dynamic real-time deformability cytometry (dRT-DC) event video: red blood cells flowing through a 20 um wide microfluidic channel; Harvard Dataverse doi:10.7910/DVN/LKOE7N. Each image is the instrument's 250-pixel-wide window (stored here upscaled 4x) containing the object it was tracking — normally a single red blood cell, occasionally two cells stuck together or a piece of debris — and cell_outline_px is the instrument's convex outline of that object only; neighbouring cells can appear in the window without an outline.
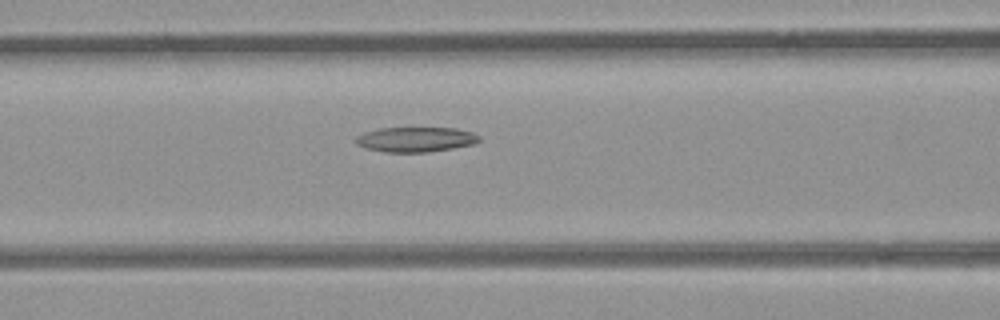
{"species": "common noctule bat (a hibernating species)", "species_latin": "Nyctalus noctula", "temperature_condition": "room temperature", "stored_images_in_passage": 8, "camera_frame_rate_fps": 3000, "um_per_image_px": 0.085, "animal": {"sex": "female", "body_mass_g": 21.9}, "frame": {"image": 1, "passage_image": 8, "time_ms": 9.0, "image_size_px": [1000, 320], "cell_outline_px": [[480, 140], [472, 144], [452, 148], [428, 152], [384, 152], [364, 148], [356, 144], [356, 136], [364, 132], [380, 128], [456, 128], [472, 132], [480, 136]], "centroid_in_image_um": [35.3, 11.85], "position_along_channel_um": 131.3, "area_um2": 17.92}}